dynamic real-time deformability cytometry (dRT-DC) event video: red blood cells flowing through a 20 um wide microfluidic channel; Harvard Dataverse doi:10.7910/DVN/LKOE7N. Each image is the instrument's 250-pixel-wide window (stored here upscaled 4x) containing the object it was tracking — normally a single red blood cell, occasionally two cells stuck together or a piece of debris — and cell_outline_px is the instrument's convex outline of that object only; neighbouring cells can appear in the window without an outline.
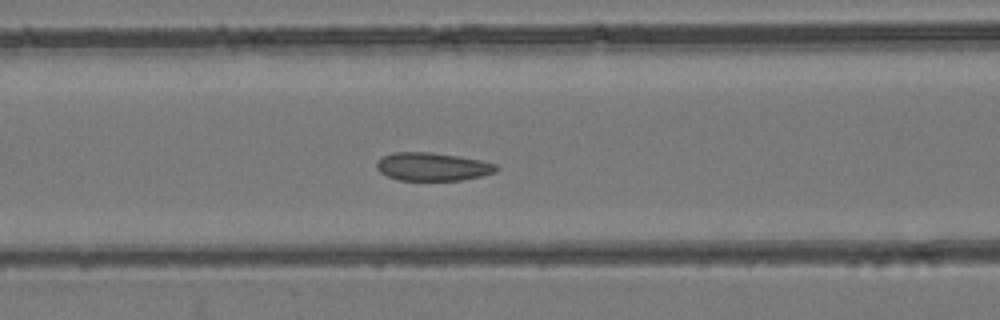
{"species": "common noctule bat (a hibernating species)", "species_latin": "Nyctalus noctula", "temperature_condition": "room temperature", "stored_images_in_passage": 44, "camera_frame_rate_fps": 3000, "um_per_image_px": 0.085, "animal": {"sex": "female", "body_mass_g": 24.6, "forearm_length_mm": 56.2}, "frame": {"image": 1, "passage_image": 15, "time_ms": 4.667, "image_size_px": [1000, 320], "cell_outline_px": [[500, 168], [496, 172], [480, 176], [460, 180], [400, 180], [388, 176], [380, 172], [376, 168], [376, 164], [384, 156], [396, 152], [428, 152], [456, 156], [480, 160], [496, 164]], "centroid_in_image_um": [36.78, 14.17], "position_along_channel_um": 129.8, "area_um2": 19.36}}
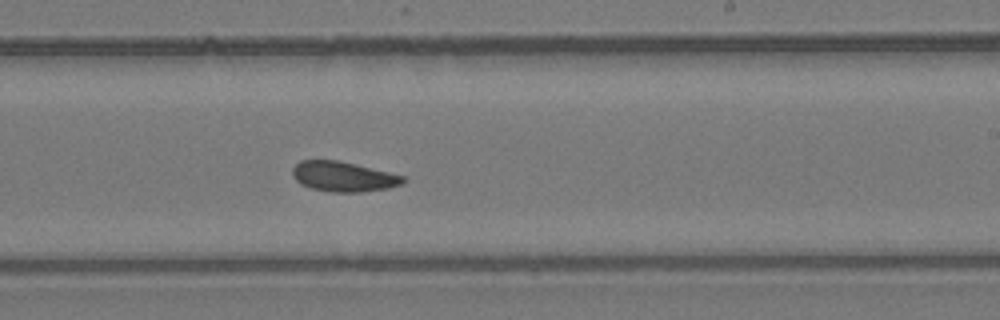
{"frame": {"image": 2, "passage_image": 24, "time_ms": 7.667, "image_size_px": [1000, 320], "cell_outline_px": [[408, 180], [404, 184], [388, 188], [360, 192], [332, 192], [312, 188], [300, 184], [292, 176], [292, 168], [300, 160], [336, 160], [388, 172], [404, 176]], "centroid_in_image_um": [29.19, 15.01], "position_along_channel_um": 259.8, "area_um2": 19.31}}
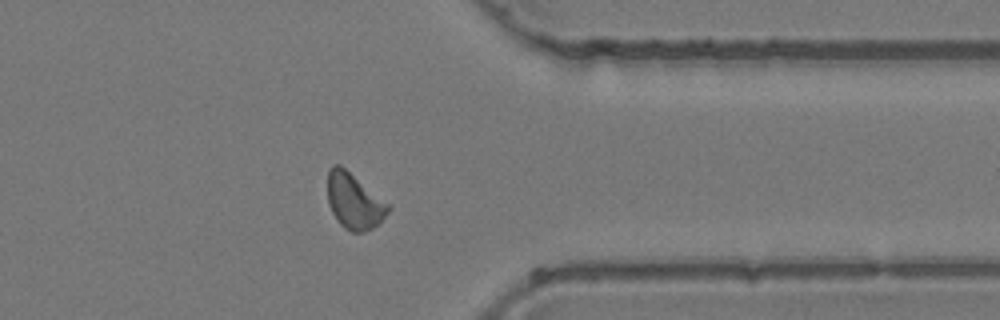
{"frame": {"image": 3, "passage_image": 33, "time_ms": 10.667, "image_size_px": [1000, 320], "cell_outline_px": [[392, 208], [372, 228], [364, 232], [352, 232], [344, 228], [336, 220], [328, 204], [328, 168], [332, 164], [340, 164], [388, 204]], "centroid_in_image_um": [30.05, 17.1], "position_along_channel_um": 381.3, "area_um2": 19.36}}